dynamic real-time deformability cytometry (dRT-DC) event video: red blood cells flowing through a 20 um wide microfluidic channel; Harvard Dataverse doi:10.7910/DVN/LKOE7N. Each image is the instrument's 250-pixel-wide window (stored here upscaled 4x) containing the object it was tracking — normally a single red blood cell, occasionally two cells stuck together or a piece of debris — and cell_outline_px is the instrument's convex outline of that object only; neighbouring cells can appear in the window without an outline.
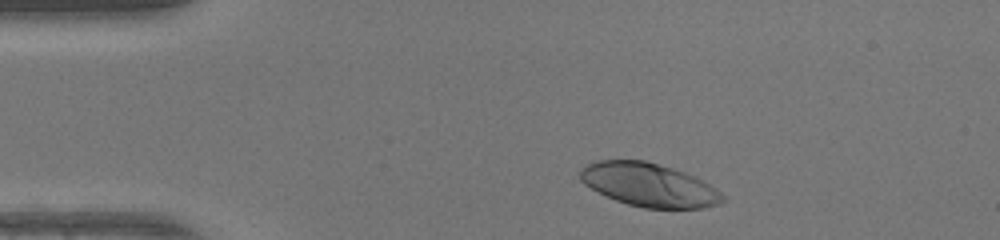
{"species": "human", "species_latin": "Homo sapiens", "temperature_condition": "warm", "stored_images_in_passage": 42, "camera_frame_rate_fps": 3000, "um_per_image_px": 0.085, "donor": {"sex": "female"}, "frame": {"image": 1, "passage_image": 3, "time_ms": 0.667, "image_size_px": [1000, 240], "cell_outline_px": [[724, 200], [720, 204], [704, 208], [644, 208], [628, 204], [616, 200], [584, 184], [580, 180], [580, 172], [588, 164], [596, 160], [644, 160], [672, 168], [684, 172], [708, 184], [720, 192], [724, 196]], "centroid_in_image_um": [55.17, 15.72], "position_along_channel_um": 29.8, "area_um2": 35.55}}
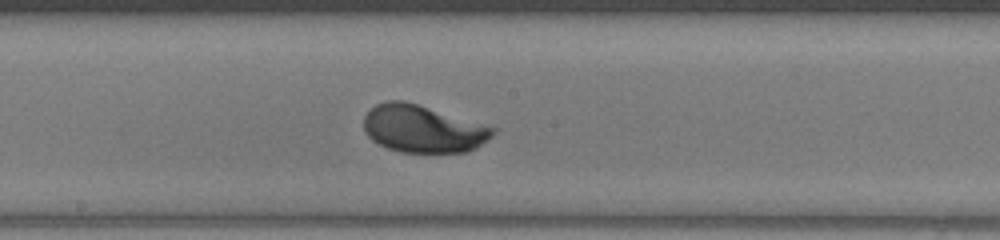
{"frame": {"image": 2, "passage_image": 20, "time_ms": 6.333, "image_size_px": [1000, 240], "cell_outline_px": [[496, 132], [492, 136], [476, 148], [468, 152], [400, 152], [388, 148], [372, 140], [364, 132], [364, 116], [376, 104], [388, 100], [404, 100], [496, 128]], "centroid_in_image_um": [35.93, 10.95], "position_along_channel_um": 212.3, "area_um2": 35.43}}
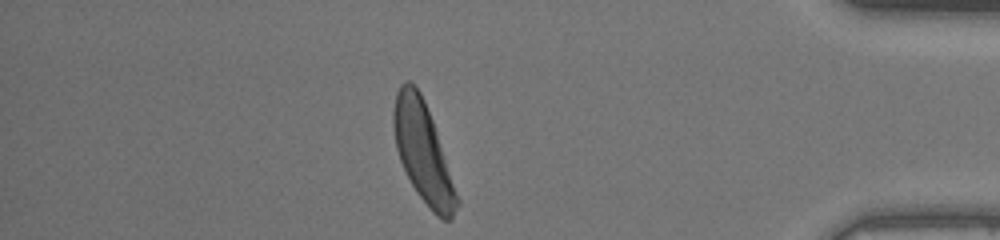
{"frame": {"image": 3, "passage_image": 36, "time_ms": 11.667, "image_size_px": [1000, 240], "cell_outline_px": [[460, 204], [452, 220], [444, 220], [432, 212], [416, 192], [400, 160], [396, 148], [392, 124], [392, 108], [396, 92], [400, 84], [404, 80], [408, 80], [420, 92], [424, 100], [432, 120], [460, 200]], "centroid_in_image_um": [35.94, 12.95], "position_along_channel_um": 399.3, "area_um2": 36.7}, "authors_computed_cell_mechanics": {"area_um2": 35.9227, "velocity_mm_per_s": 4.2487, "shape_relaxation_time_tau1_ms": 1.8147, "shape_relaxation_time_tau2_ms": null, "deformation_change_tau1": 0.1589, "deformation_change_tau2": null}}